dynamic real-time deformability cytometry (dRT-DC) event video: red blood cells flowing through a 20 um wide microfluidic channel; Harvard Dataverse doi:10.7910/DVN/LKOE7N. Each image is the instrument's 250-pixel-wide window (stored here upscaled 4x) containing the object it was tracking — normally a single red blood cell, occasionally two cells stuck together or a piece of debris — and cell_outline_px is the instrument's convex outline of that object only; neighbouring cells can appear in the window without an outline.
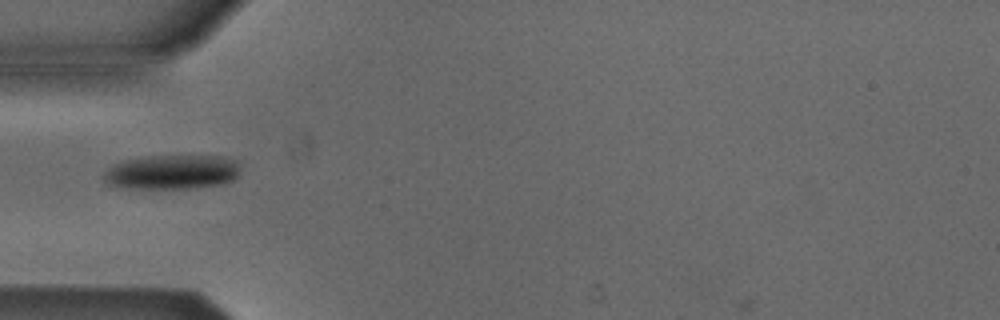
{"species": "Egyptian fruit bat (a non-hibernating species)", "species_latin": "Rousettus aegyptiacus", "temperature_condition": "cold", "stored_images_in_passage": 1, "camera_frame_rate_fps": 3000, "um_per_image_px": 0.085, "animal": {"sex": "male"}, "frame": {"image": 1, "passage_image": 1, "time_ms": 0.0, "image_size_px": [1000, 320], "cell_outline_px": [[240, 168], [236, 176], [232, 180], [224, 184], [196, 188], [120, 188], [108, 184], [100, 180], [104, 172], [112, 164], [120, 160], [148, 156], [220, 156], [236, 160]], "centroid_in_image_um": [14.55, 14.63], "position_along_channel_um": 70.4, "area_um2": 27.86}}